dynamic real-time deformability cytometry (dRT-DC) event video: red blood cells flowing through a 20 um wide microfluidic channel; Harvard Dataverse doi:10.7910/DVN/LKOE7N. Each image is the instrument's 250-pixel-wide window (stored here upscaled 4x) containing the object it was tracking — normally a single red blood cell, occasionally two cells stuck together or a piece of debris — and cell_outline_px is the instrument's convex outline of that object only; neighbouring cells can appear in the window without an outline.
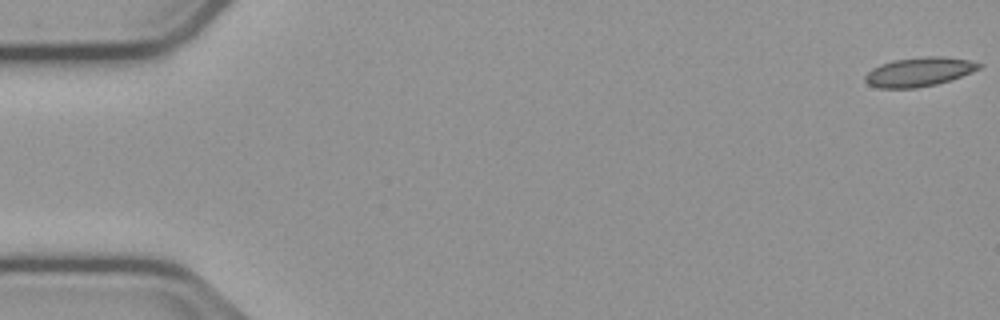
{"species": "common noctule bat (a hibernating species)", "species_latin": "Nyctalus noctula", "temperature_condition": "cold", "stored_images_in_passage": 11, "camera_frame_rate_fps": 3000, "um_per_image_px": 0.085, "animal": {"sex": "male", "body_mass_g": 23.1, "forearm_length_mm": 52.7}, "frame": {"image": 1, "passage_image": 1, "time_ms": 0.0, "image_size_px": [1000, 320], "cell_outline_px": [[984, 64], [980, 68], [972, 72], [936, 84], [916, 88], [880, 88], [868, 84], [864, 80], [864, 76], [872, 68], [880, 64], [892, 60], [924, 56], [940, 56], [968, 60]], "centroid_in_image_um": [78.09, 6.1], "position_along_channel_um": 6.9, "area_um2": 19.25}}